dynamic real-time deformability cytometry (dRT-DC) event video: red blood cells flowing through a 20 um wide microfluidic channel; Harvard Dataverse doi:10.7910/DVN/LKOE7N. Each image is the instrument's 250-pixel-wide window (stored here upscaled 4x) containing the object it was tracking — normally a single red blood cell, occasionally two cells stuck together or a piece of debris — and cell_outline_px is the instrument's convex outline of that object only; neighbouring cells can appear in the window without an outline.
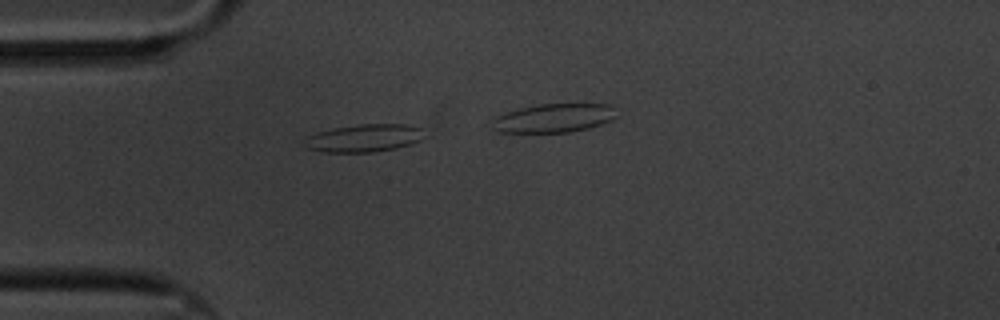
{"species": "common noctule bat (a hibernating species)", "species_latin": "Nyctalus noctula", "temperature_condition": "cold", "stored_images_in_passage": 24, "camera_frame_rate_fps": 3000, "um_per_image_px": 0.085, "animal": {"sex": "male", "body_mass_g": 20.1, "forearm_length_mm": 53.5}, "frame": {"image": 1, "passage_image": 4, "time_ms": 1.0, "image_size_px": [1000, 320], "cell_outline_px": [[424, 128], [420, 140], [396, 148], [372, 152], [324, 152], [304, 148], [300, 144], [308, 136], [316, 132], [336, 128], [360, 124], [408, 124]], "centroid_in_image_um": [30.89, 11.74], "position_along_channel_um": 54.1, "area_um2": 19.42}}
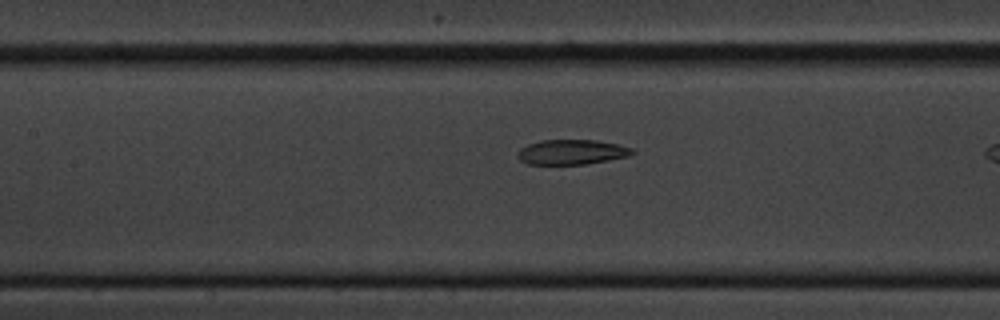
{"frame": {"image": 2, "passage_image": 14, "time_ms": 4.333, "image_size_px": [1000, 320], "cell_outline_px": [[636, 152], [628, 156], [608, 160], [584, 164], [528, 164], [520, 160], [516, 156], [516, 152], [520, 148], [528, 144], [540, 140], [596, 140], [620, 144], [632, 148]], "centroid_in_image_um": [48.58, 12.92], "position_along_channel_um": 158.8, "area_um2": 16.76}}
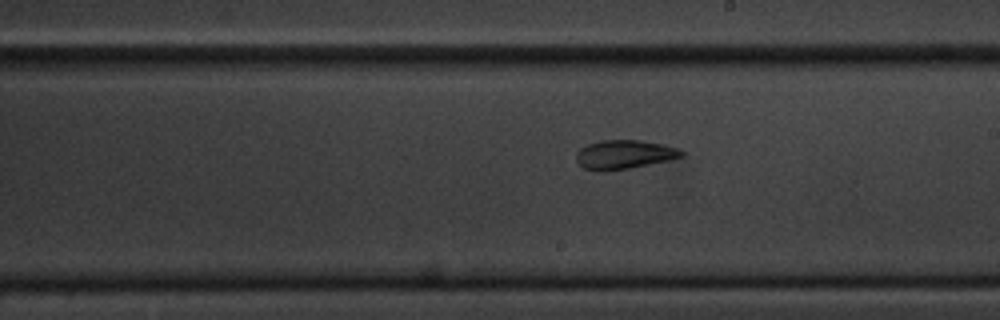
{"frame": {"image": 3, "passage_image": 21, "time_ms": 6.667, "image_size_px": [1000, 320], "cell_outline_px": [[684, 156], [668, 160], [628, 168], [584, 168], [576, 160], [576, 152], [580, 148], [588, 144], [600, 140], [640, 140], [664, 144], [676, 148], [684, 152]], "centroid_in_image_um": [53.09, 13.08], "position_along_channel_um": 235.9, "area_um2": 17.05}}